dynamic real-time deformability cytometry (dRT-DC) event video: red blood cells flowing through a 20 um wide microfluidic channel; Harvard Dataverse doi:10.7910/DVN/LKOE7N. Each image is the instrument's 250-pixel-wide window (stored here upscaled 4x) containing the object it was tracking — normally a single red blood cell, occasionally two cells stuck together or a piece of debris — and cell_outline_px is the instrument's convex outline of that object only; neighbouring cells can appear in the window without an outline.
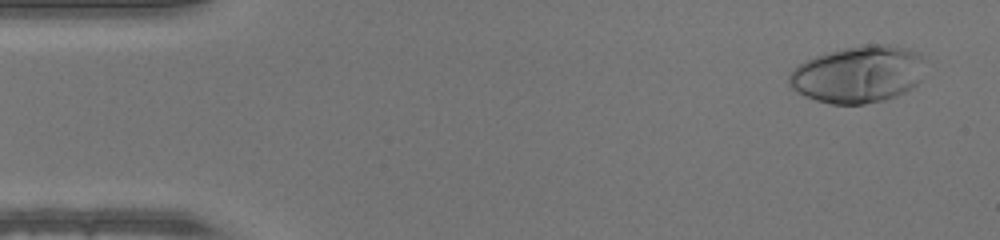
{"species": "human", "species_latin": "Homo sapiens", "temperature_condition": "warm", "stored_images_in_passage": 49, "camera_frame_rate_fps": 3000, "um_per_image_px": 0.085, "donor": {"sex": "male"}, "frame": {"image": 1, "passage_image": 3, "time_ms": 0.667, "image_size_px": [1000, 240], "cell_outline_px": [[924, 60], [920, 80], [912, 88], [896, 96], [884, 100], [864, 104], [832, 104], [816, 100], [796, 92], [788, 84], [788, 76], [800, 64], [816, 56], [828, 52], [844, 48], [864, 44], [888, 44], [908, 48], [920, 52], [924, 56]], "centroid_in_image_um": [72.97, 6.31], "position_along_channel_um": 12.0, "area_um2": 45.26}}
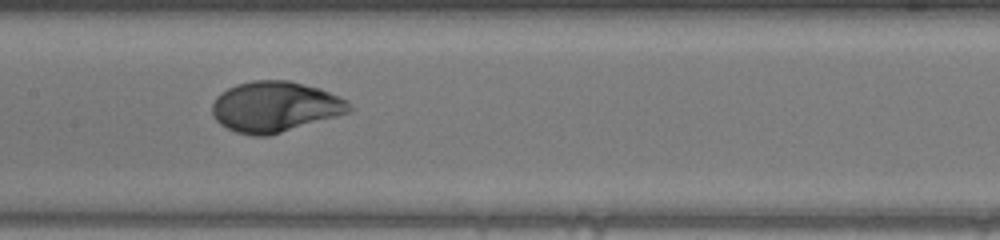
{"frame": {"image": 2, "passage_image": 24, "time_ms": 7.667, "image_size_px": [1000, 240], "cell_outline_px": [[352, 108], [348, 112], [336, 116], [268, 136], [252, 136], [236, 132], [220, 124], [216, 120], [212, 112], [212, 104], [216, 96], [220, 92], [236, 84], [252, 80], [288, 80], [320, 88], [340, 96], [348, 100]], "centroid_in_image_um": [23.36, 9.06], "position_along_channel_um": 184.0, "area_um2": 40.4}}
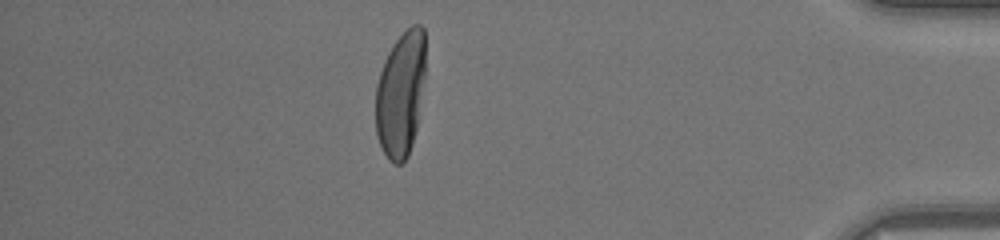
{"frame": {"image": 3, "passage_image": 43, "time_ms": 14.0, "image_size_px": [1000, 240], "cell_outline_px": [[424, 80], [416, 128], [412, 144], [408, 156], [400, 164], [392, 164], [388, 160], [376, 136], [376, 84], [384, 60], [388, 52], [396, 40], [412, 24], [420, 24], [424, 28]], "centroid_in_image_um": [34.04, 8.01], "position_along_channel_um": 401.2, "area_um2": 36.24}}